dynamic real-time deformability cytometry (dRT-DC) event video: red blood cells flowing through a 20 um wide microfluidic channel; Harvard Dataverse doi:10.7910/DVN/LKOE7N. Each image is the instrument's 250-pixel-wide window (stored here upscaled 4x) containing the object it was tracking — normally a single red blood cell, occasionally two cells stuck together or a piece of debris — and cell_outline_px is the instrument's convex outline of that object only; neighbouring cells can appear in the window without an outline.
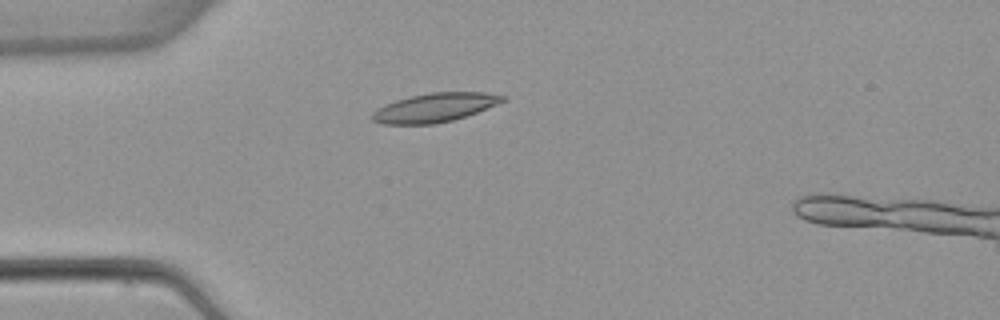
{"species": "common noctule bat (a hibernating species)", "species_latin": "Nyctalus noctula", "temperature_condition": "warm", "stored_images_in_passage": 1, "camera_frame_rate_fps": 3000, "um_per_image_px": 0.085, "animal": {"sex": "female", "body_mass_g": 22.7, "forearm_length_mm": 54.2}, "frame": {"image": 1, "passage_image": 1, "time_ms": 0.0, "image_size_px": [1000, 320], "cell_outline_px": [[508, 100], [476, 112], [452, 120], [436, 124], [384, 124], [372, 120], [372, 112], [376, 108], [396, 100], [412, 96], [432, 92], [484, 92], [508, 96]], "centroid_in_image_um": [36.98, 9.14], "position_along_channel_um": 48.0, "area_um2": 21.91}}